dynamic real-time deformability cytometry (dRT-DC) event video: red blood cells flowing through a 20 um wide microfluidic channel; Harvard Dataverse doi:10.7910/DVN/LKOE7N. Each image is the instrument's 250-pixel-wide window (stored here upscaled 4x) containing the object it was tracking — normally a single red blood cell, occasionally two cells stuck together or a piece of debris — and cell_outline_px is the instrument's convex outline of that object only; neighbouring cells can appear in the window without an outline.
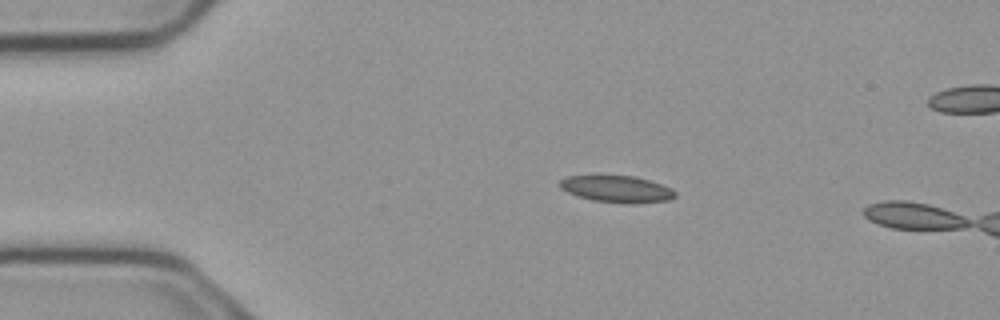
{"species": "common noctule bat (a hibernating species)", "species_latin": "Nyctalus noctula", "temperature_condition": "cold", "stored_images_in_passage": 3, "camera_frame_rate_fps": 3000, "um_per_image_px": 0.085, "animal": {"sex": "male", "body_mass_g": 23.1, "forearm_length_mm": 52.7}, "frame": {"image": 1, "passage_image": 2, "time_ms": 0.333, "image_size_px": [1000, 320], "cell_outline_px": [[676, 196], [668, 200], [636, 204], [596, 200], [580, 196], [568, 192], [560, 188], [560, 180], [568, 176], [636, 176], [672, 188], [676, 192]], "centroid_in_image_um": [52.48, 16.06], "position_along_channel_um": 32.5, "area_um2": 17.63}}